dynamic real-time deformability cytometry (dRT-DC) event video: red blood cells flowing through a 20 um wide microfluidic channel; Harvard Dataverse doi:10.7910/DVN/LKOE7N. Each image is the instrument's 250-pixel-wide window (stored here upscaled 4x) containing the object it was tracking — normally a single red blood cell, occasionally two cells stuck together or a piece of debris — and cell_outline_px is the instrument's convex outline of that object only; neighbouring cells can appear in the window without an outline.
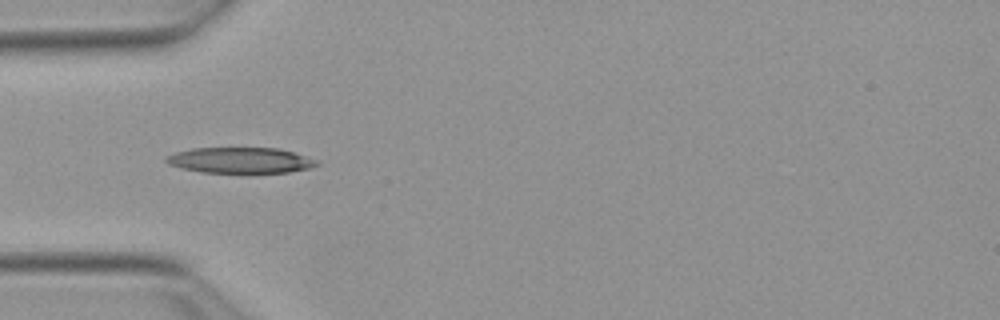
{"species": "Egyptian fruit bat (a non-hibernating species)", "species_latin": "Rousettus aegyptiacus", "temperature_condition": "warm", "stored_images_in_passage": 5, "camera_frame_rate_fps": 3000, "um_per_image_px": 0.085, "animal": {"sex": "female"}, "frame": {"image": 1, "passage_image": 3, "time_ms": 0.667, "image_size_px": [1000, 320], "cell_outline_px": [[320, 164], [308, 168], [288, 172], [200, 172], [168, 164], [164, 160], [168, 156], [176, 152], [192, 148], [280, 148], [296, 152], [320, 160]], "centroid_in_image_um": [20.5, 13.61], "position_along_channel_um": 64.5, "area_um2": 22.54}}